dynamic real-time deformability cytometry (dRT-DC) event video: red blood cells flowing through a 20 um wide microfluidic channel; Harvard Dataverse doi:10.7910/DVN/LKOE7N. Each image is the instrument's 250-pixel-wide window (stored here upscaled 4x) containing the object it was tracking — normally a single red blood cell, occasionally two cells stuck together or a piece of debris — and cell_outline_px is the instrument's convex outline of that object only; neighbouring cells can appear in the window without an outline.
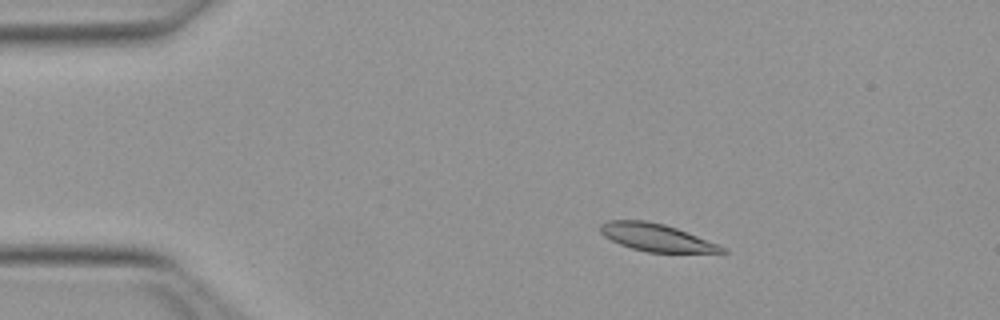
{"species": "Egyptian fruit bat (a non-hibernating species)", "species_latin": "Rousettus aegyptiacus", "temperature_condition": "warm", "stored_images_in_passage": 51, "camera_frame_rate_fps": 3000, "um_per_image_px": 0.085, "animal": {"sex": "female"}, "frame": {"image": 1, "passage_image": 9, "time_ms": 2.667, "image_size_px": [1000, 320], "cell_outline_px": [[728, 252], [648, 252], [632, 248], [620, 244], [604, 236], [600, 232], [600, 224], [608, 220], [644, 220], [664, 224], [676, 228], [728, 248]], "centroid_in_image_um": [55.77, 20.18], "position_along_channel_um": 29.2, "area_um2": 19.25}}
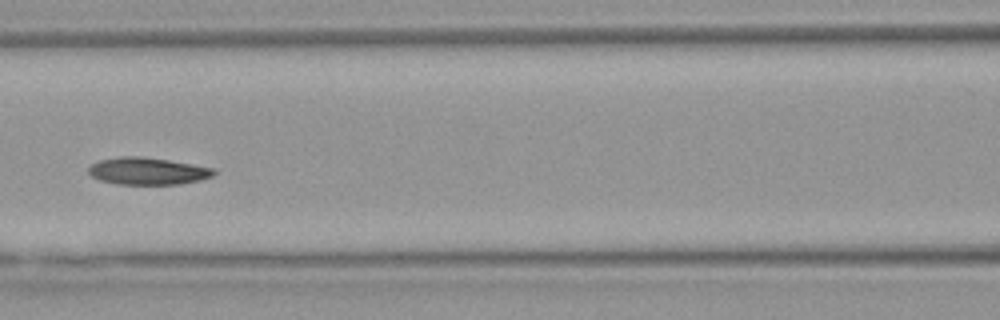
{"frame": {"image": 2, "passage_image": 23, "time_ms": 7.333, "image_size_px": [1000, 320], "cell_outline_px": [[216, 172], [212, 176], [200, 180], [180, 184], [116, 184], [100, 180], [92, 176], [88, 172], [88, 164], [100, 160], [120, 156], [140, 156], [168, 160], [216, 168]], "centroid_in_image_um": [12.53, 14.54], "position_along_channel_um": 154.1, "area_um2": 19.94}}
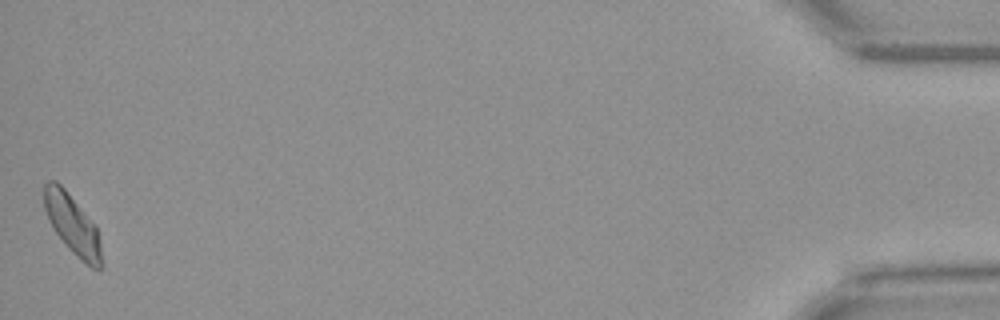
{"frame": {"image": 3, "passage_image": 51, "time_ms": 16.667, "image_size_px": [1000, 320], "cell_outline_px": [[104, 264], [100, 272], [92, 268], [80, 260], [64, 244], [48, 220], [44, 208], [44, 184], [48, 180], [56, 180], [64, 188], [96, 228], [100, 240]], "centroid_in_image_um": [6.17, 19.15], "position_along_channel_um": 429.0, "area_um2": 19.94}, "authors_computed_cell_mechanics": {"area_um2": 19.8832, "velocity_mm_per_s": 3.9738, "shape_relaxation_time_tau1_ms": 4.0171, "shape_relaxation_time_tau2_ms": 4.8194, "deformation_change_tau1": 0.1411, "deformation_change_tau2": 0.1169}}